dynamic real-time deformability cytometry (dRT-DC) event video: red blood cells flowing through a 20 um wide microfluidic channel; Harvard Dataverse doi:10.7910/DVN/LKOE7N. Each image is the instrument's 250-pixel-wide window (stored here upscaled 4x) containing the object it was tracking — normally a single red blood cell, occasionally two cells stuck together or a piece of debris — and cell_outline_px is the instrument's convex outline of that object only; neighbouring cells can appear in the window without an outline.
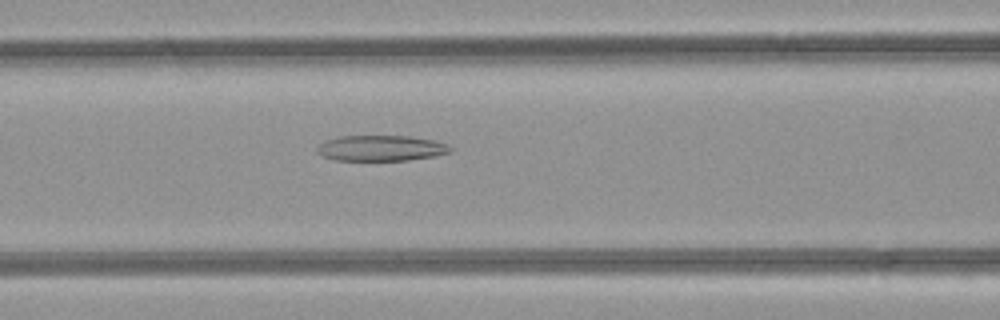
{"species": "common noctule bat (a hibernating species)", "species_latin": "Nyctalus noctula", "temperature_condition": "room temperature", "stored_images_in_passage": 44, "camera_frame_rate_fps": 3000, "um_per_image_px": 0.085, "animal": {"sex": "female", "body_mass_g": 21.9}, "frame": {"image": 1, "passage_image": 20, "time_ms": 6.333, "image_size_px": [1000, 320], "cell_outline_px": [[452, 152], [436, 156], [408, 160], [336, 160], [324, 156], [316, 152], [316, 148], [320, 144], [328, 140], [340, 136], [408, 136], [432, 140], [448, 144], [452, 148]], "centroid_in_image_um": [32.42, 12.59], "position_along_channel_um": 134.2, "area_um2": 19.83}}
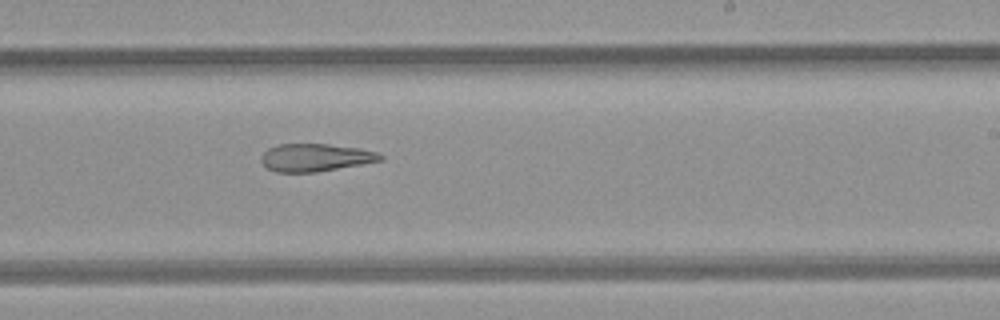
{"frame": {"image": 2, "passage_image": 29, "time_ms": 9.333, "image_size_px": [1000, 320], "cell_outline_px": [[384, 160], [316, 172], [276, 172], [264, 168], [260, 160], [260, 156], [268, 148], [276, 144], [328, 144], [360, 148], [376, 152], [384, 156]], "centroid_in_image_um": [26.76, 13.39], "position_along_channel_um": 262.2, "area_um2": 19.42}}
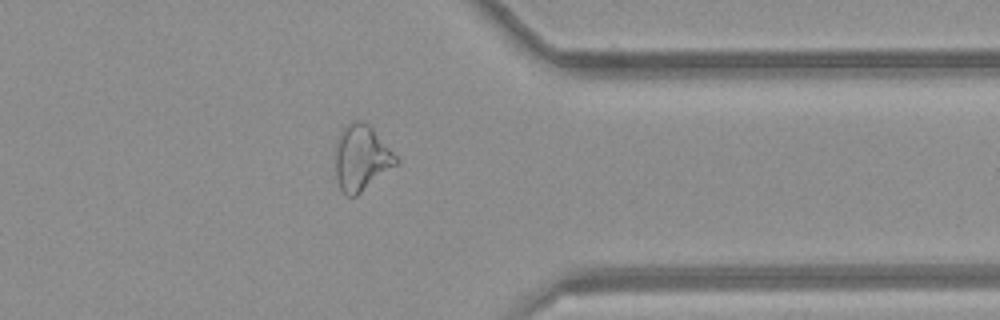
{"frame": {"image": 3, "passage_image": 38, "time_ms": 12.333, "image_size_px": [1000, 320], "cell_outline_px": [[400, 164], [356, 196], [348, 196], [340, 188], [336, 180], [336, 140], [340, 132], [352, 120], [360, 120], [368, 124], [372, 128], [400, 160]], "centroid_in_image_um": [30.74, 13.43], "position_along_channel_um": 380.7, "area_um2": 23.35}}